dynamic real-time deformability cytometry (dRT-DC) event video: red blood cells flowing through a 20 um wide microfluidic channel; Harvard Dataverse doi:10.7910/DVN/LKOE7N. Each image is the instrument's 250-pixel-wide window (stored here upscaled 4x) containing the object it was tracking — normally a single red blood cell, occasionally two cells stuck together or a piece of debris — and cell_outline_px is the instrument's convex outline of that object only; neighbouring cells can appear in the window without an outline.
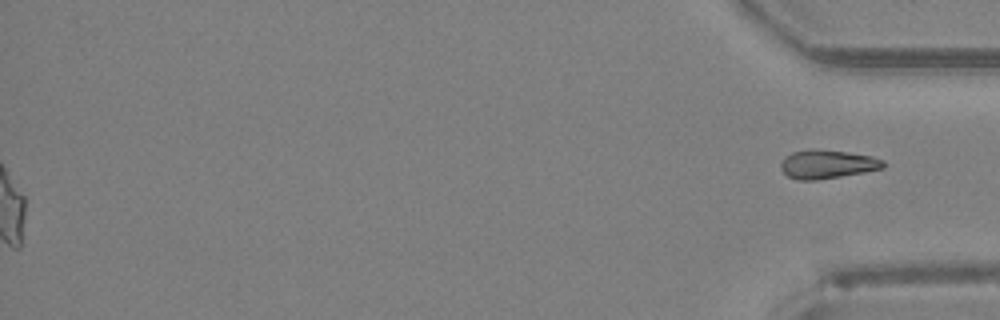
{"species": "Egyptian fruit bat (a non-hibernating species)", "species_latin": "Rousettus aegyptiacus", "temperature_condition": "room temperature", "stored_images_in_passage": 43, "segment_of_instrument_passage": [2, 2], "camera_frame_rate_fps": 3000, "um_per_image_px": 0.085, "animal": {"sex": "female"}, "frame": {"image": 1, "passage_image": 43, "time_ms": 14.0, "image_size_px": [1000, 320], "cell_outline_px": [[884, 168], [864, 172], [816, 180], [796, 180], [788, 176], [780, 168], [780, 164], [784, 156], [792, 152], [808, 148], [812, 148], [848, 152], [872, 156], [884, 160]], "centroid_in_image_um": [70.28, 13.94], "position_along_channel_um": 364.9, "area_um2": 17.28}}